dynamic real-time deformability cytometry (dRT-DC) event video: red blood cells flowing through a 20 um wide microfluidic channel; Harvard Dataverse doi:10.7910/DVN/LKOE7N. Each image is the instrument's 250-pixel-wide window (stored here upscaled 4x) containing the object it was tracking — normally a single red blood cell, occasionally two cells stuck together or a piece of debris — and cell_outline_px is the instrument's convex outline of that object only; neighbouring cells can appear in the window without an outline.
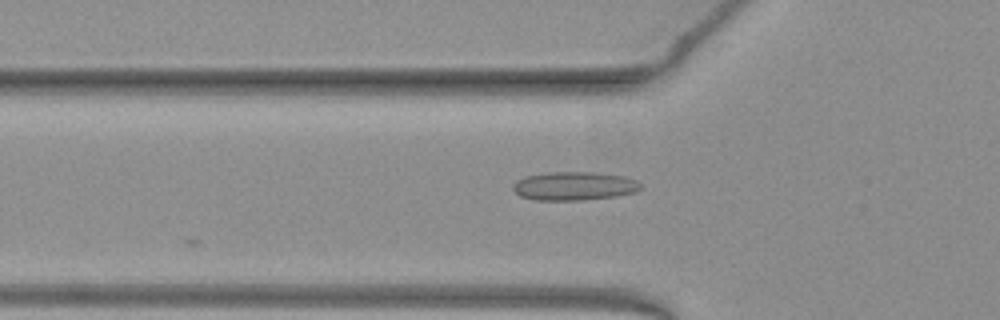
{"species": "common noctule bat (a hibernating species)", "species_latin": "Nyctalus noctula", "temperature_condition": "warm", "stored_images_in_passage": 10, "camera_frame_rate_fps": 3000, "um_per_image_px": 0.085, "animal": {"sex": "female", "body_mass_g": 19.3, "forearm_length_mm": 54.1}, "frame": {"image": 1, "passage_image": 2, "time_ms": 0.333, "image_size_px": [1000, 320], "cell_outline_px": [[640, 188], [636, 192], [616, 196], [580, 200], [536, 200], [520, 196], [512, 188], [512, 184], [516, 180], [524, 176], [548, 172], [596, 172], [624, 176], [636, 180], [640, 184]], "centroid_in_image_um": [48.78, 15.8], "position_along_channel_um": 77.0, "area_um2": 21.33}}
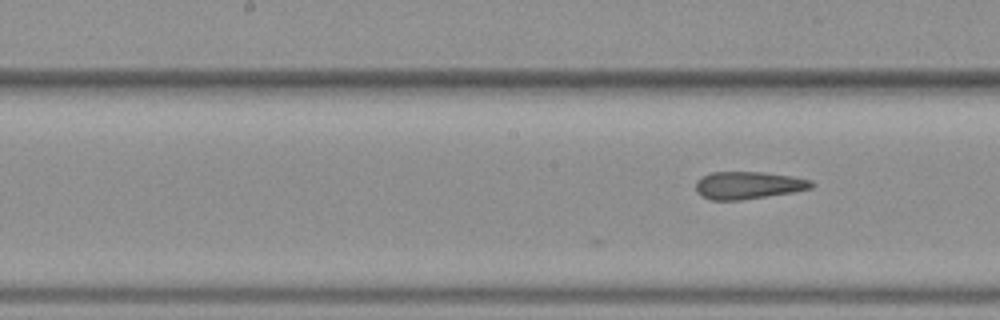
{"frame": {"image": 2, "passage_image": 10, "time_ms": 3.0, "image_size_px": [1000, 320], "cell_outline_px": [[816, 184], [812, 188], [792, 192], [740, 200], [712, 200], [700, 196], [696, 192], [696, 180], [700, 176], [712, 172], [764, 172], [792, 176], [812, 180]], "centroid_in_image_um": [63.58, 15.74], "position_along_channel_um": 184.6, "area_um2": 18.67}}